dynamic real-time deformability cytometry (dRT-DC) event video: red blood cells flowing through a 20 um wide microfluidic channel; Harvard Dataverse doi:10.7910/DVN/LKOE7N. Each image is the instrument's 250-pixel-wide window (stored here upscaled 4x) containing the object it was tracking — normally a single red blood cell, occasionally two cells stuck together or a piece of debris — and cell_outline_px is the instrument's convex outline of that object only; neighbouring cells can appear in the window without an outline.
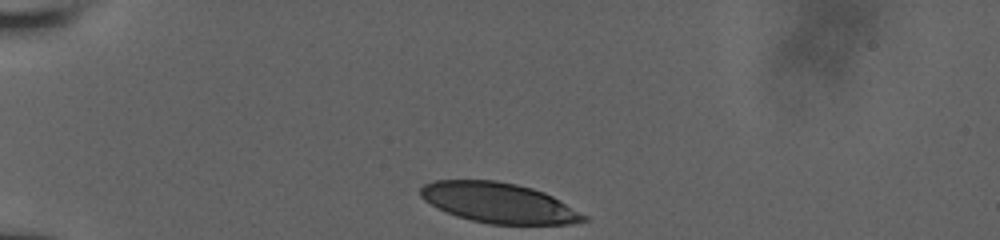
{"species": "human", "species_latin": "Homo sapiens", "temperature_condition": "room temperature", "stored_images_in_passage": 8, "camera_frame_rate_fps": 3000, "um_per_image_px": 0.085, "donor": {"sex": "male"}, "frame": {"image": 1, "passage_image": 1, "time_ms": 0.0, "image_size_px": [1000, 240], "cell_outline_px": [[588, 220], [572, 224], [488, 224], [456, 216], [436, 208], [424, 200], [420, 196], [420, 188], [424, 184], [436, 180], [496, 180], [516, 184], [532, 188], [544, 192], [560, 200], [588, 216]], "centroid_in_image_um": [42.39, 17.24], "position_along_channel_um": 42.6, "area_um2": 38.32}}